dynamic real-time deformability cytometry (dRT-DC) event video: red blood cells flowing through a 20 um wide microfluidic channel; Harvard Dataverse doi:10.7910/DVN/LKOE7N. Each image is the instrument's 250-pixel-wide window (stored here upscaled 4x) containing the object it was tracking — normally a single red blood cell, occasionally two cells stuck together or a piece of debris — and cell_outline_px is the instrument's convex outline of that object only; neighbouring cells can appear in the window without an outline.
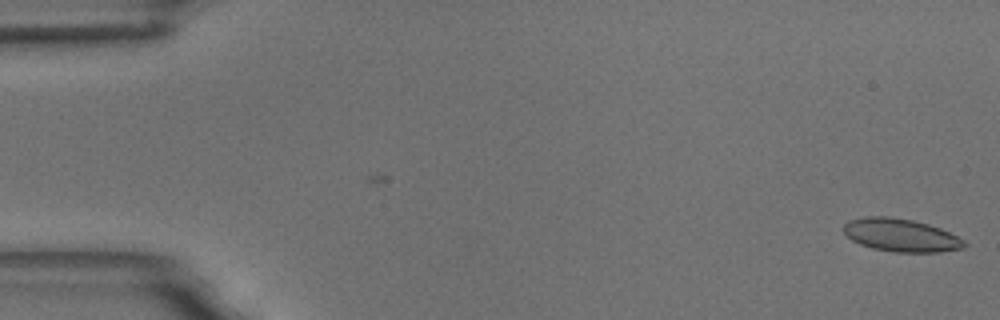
{"species": "common noctule bat (a hibernating species)", "species_latin": "Nyctalus noctula", "temperature_condition": "room temperature", "stored_images_in_passage": 2, "camera_frame_rate_fps": 3000, "um_per_image_px": 0.085, "animal": {"sex": "male", "body_mass_g": 18.8}, "frame": {"image": 1, "passage_image": 2, "time_ms": 0.333, "image_size_px": [1000, 320], "cell_outline_px": [[968, 244], [964, 248], [940, 252], [892, 252], [872, 248], [860, 244], [852, 240], [844, 232], [844, 224], [848, 220], [864, 216], [888, 216], [912, 220], [928, 224], [940, 228], [964, 240]], "centroid_in_image_um": [76.57, 19.99], "position_along_channel_um": 8.4, "area_um2": 23.24}}